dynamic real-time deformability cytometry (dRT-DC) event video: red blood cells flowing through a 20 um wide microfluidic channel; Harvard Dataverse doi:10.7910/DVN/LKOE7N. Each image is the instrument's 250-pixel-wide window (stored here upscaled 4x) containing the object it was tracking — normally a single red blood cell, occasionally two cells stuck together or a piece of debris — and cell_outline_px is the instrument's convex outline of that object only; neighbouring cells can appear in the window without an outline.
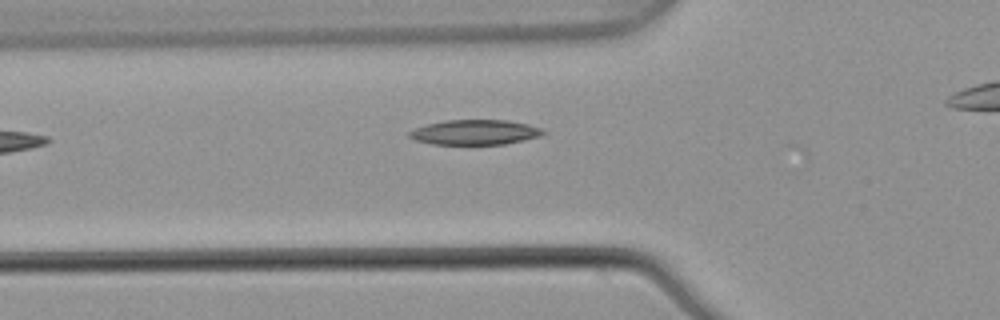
{"species": "common noctule bat (a hibernating species)", "species_latin": "Nyctalus noctula", "temperature_condition": "warm", "stored_images_in_passage": 6, "camera_frame_rate_fps": 3000, "um_per_image_px": 0.085, "animal": {"sex": "male", "body_mass_g": 21.5, "forearm_length_mm": 52.0}, "frame": {"image": 1, "passage_image": 4, "time_ms": 1.0, "image_size_px": [1000, 320], "cell_outline_px": [[548, 132], [540, 136], [524, 140], [504, 144], [432, 144], [416, 140], [408, 136], [408, 132], [416, 128], [428, 124], [444, 120], [508, 120], [528, 124], [540, 128]], "centroid_in_image_um": [40.39, 11.24], "position_along_channel_um": 85.4, "area_um2": 19.42}}